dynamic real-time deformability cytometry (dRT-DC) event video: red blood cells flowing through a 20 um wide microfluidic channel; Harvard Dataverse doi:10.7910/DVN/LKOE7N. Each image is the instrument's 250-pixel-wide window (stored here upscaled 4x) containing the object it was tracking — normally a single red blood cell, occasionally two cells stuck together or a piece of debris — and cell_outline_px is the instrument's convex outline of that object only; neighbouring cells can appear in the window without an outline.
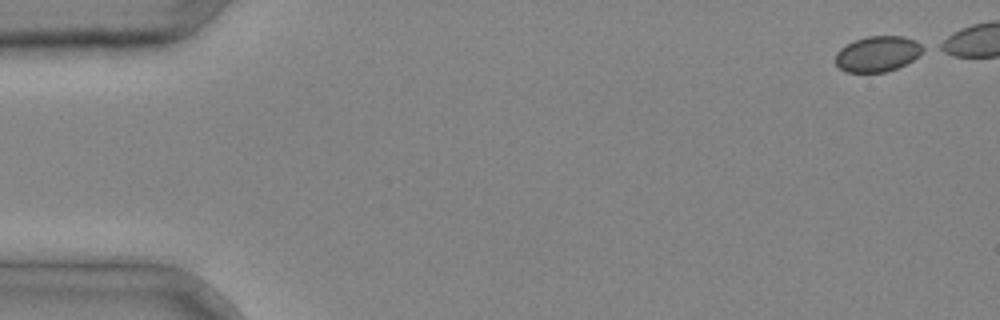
{"species": "common noctule bat (a hibernating species)", "species_latin": "Nyctalus noctula", "temperature_condition": "cold", "stored_images_in_passage": 5, "camera_frame_rate_fps": 3000, "um_per_image_px": 0.085, "animal": {"sex": "male", "body_mass_g": 20.4}, "frame": {"image": 1, "passage_image": 1, "time_ms": 0.0, "image_size_px": [1000, 320], "cell_outline_px": [[928, 48], [912, 60], [896, 68], [884, 72], [844, 72], [836, 64], [836, 52], [840, 48], [856, 40], [868, 36], [904, 36], [916, 40], [924, 44]], "centroid_in_image_um": [74.64, 4.56], "position_along_channel_um": 10.4, "area_um2": 18.21}}
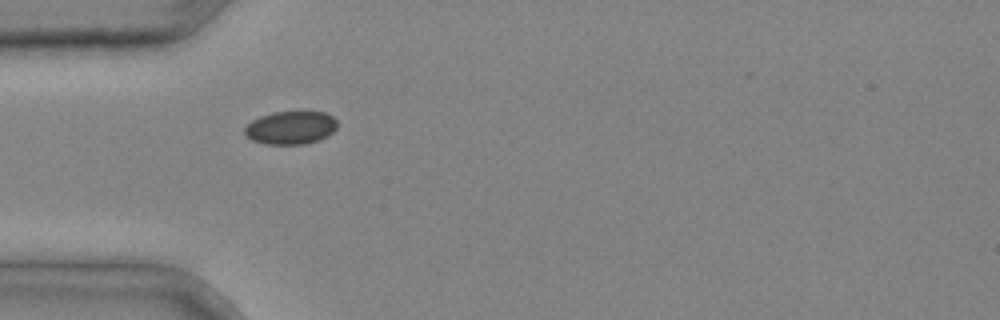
{"frame": {"image": 2, "passage_image": 5, "time_ms": 1.333, "image_size_px": [1000, 320], "cell_outline_px": [[336, 128], [328, 136], [320, 140], [304, 144], [268, 144], [252, 140], [244, 132], [244, 128], [252, 120], [260, 116], [272, 112], [300, 108], [324, 112], [332, 116], [336, 120]], "centroid_in_image_um": [24.74, 10.79], "position_along_channel_um": 60.3, "area_um2": 18.55}}